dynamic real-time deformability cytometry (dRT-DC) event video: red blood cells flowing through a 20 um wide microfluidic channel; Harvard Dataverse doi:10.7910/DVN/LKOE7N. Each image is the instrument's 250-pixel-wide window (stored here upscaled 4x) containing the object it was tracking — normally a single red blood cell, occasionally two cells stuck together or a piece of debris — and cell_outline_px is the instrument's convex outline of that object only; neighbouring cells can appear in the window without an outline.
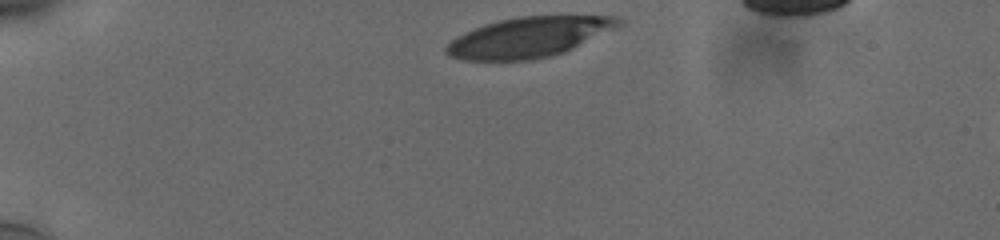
{"species": "human", "species_latin": "Homo sapiens", "temperature_condition": "cold", "stored_images_in_passage": 35, "camera_frame_rate_fps": 3000, "um_per_image_px": 0.085, "donor": {"sex": "male"}, "frame": {"image": 1, "passage_image": 1, "time_ms": 0.0, "image_size_px": [1000, 240], "cell_outline_px": [[624, 24], [564, 52], [552, 56], [532, 60], [464, 60], [448, 56], [444, 52], [444, 48], [456, 36], [464, 32], [484, 24], [500, 20], [520, 16], [612, 16], [620, 20]], "centroid_in_image_um": [44.91, 3.17], "position_along_channel_um": 40.1, "area_um2": 40.17}}
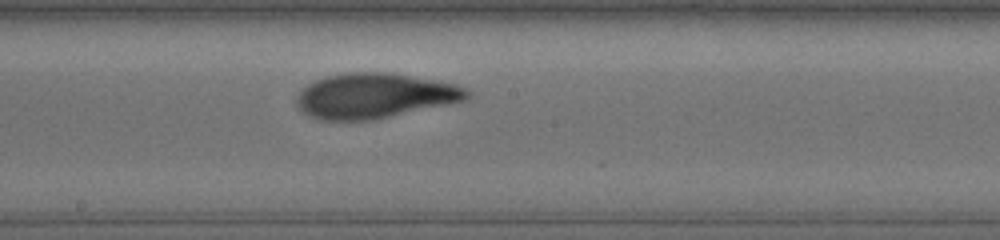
{"frame": {"image": 2, "passage_image": 20, "time_ms": 6.333, "image_size_px": [1000, 240], "cell_outline_px": [[472, 92], [468, 100], [372, 120], [320, 120], [308, 116], [296, 104], [296, 96], [308, 84], [316, 80], [328, 76], [348, 72], [392, 72], [456, 84]], "centroid_in_image_um": [31.87, 8.14], "position_along_channel_um": 216.3, "area_um2": 44.8}}
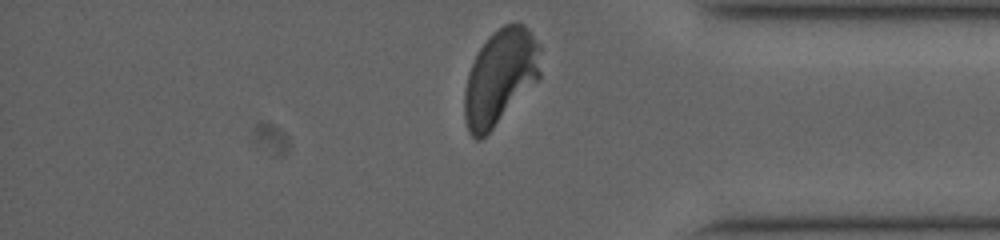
{"frame": {"image": 3, "passage_image": 35, "time_ms": 11.333, "image_size_px": [1000, 240], "cell_outline_px": [[540, 76], [492, 128], [480, 140], [476, 140], [468, 132], [464, 116], [464, 92], [468, 72], [480, 48], [488, 36], [492, 32], [504, 24], [516, 20], [524, 24], [528, 28], [540, 44]], "centroid_in_image_um": [42.5, 6.48], "position_along_channel_um": 392.7, "area_um2": 42.02}, "authors_computed_cell_mechanics": {"area_um2": 44.0436, "velocity_mm_per_s": 3.7359, "shape_relaxation_time_tau1_ms": 3.7015, "shape_relaxation_time_tau2_ms": 0.9104, "deformation_change_tau1": 0.1848, "deformation_change_tau2": 0.0657}}